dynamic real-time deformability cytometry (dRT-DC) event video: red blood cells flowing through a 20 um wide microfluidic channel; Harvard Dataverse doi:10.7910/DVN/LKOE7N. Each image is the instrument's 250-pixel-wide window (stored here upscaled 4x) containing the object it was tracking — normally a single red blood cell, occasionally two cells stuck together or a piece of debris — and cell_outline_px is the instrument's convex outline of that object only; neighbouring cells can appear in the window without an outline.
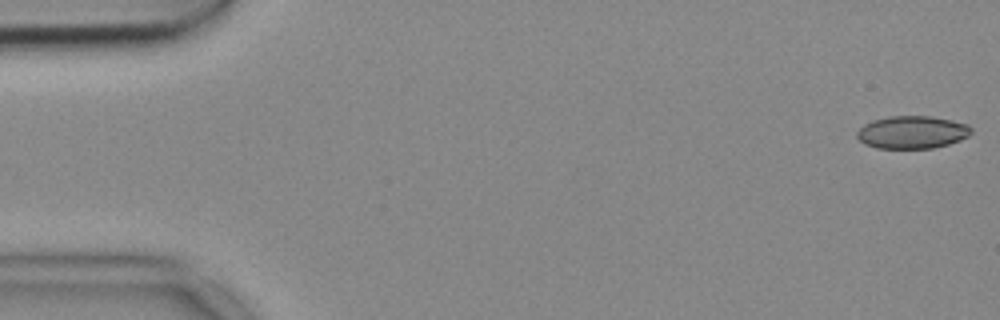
{"species": "common noctule bat (a hibernating species)", "species_latin": "Nyctalus noctula", "temperature_condition": "cold", "stored_images_in_passage": 52, "camera_frame_rate_fps": 3000, "um_per_image_px": 0.085, "animal": {"sex": "female", "body_mass_g": 18.4}, "frame": {"image": 1, "passage_image": 1, "time_ms": 0.0, "image_size_px": [1000, 320], "cell_outline_px": [[972, 132], [968, 136], [960, 140], [948, 144], [932, 148], [876, 148], [864, 144], [856, 136], [856, 132], [864, 124], [872, 120], [892, 116], [928, 116], [952, 120], [968, 124], [972, 128]], "centroid_in_image_um": [77.53, 11.24], "position_along_channel_um": 7.5, "area_um2": 21.79}}
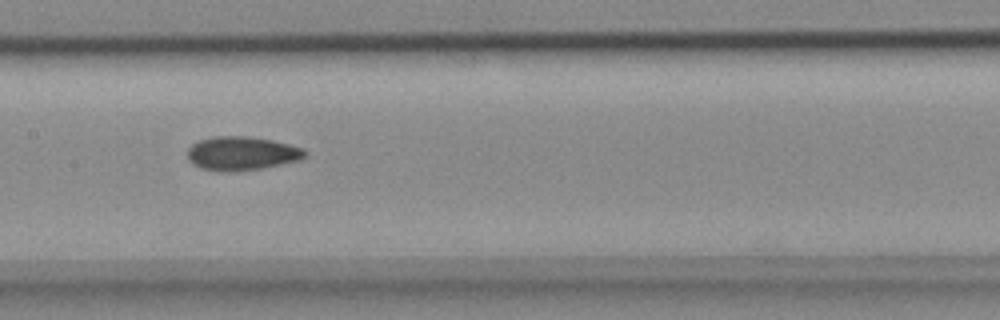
{"frame": {"image": 2, "passage_image": 26, "time_ms": 8.333, "image_size_px": [1000, 320], "cell_outline_px": [[308, 156], [300, 160], [260, 168], [236, 172], [220, 172], [200, 168], [192, 164], [188, 160], [188, 148], [192, 144], [200, 140], [212, 136], [244, 136], [272, 140], [304, 148], [308, 152]], "centroid_in_image_um": [20.54, 13.05], "position_along_channel_um": 186.9, "area_um2": 23.35}}
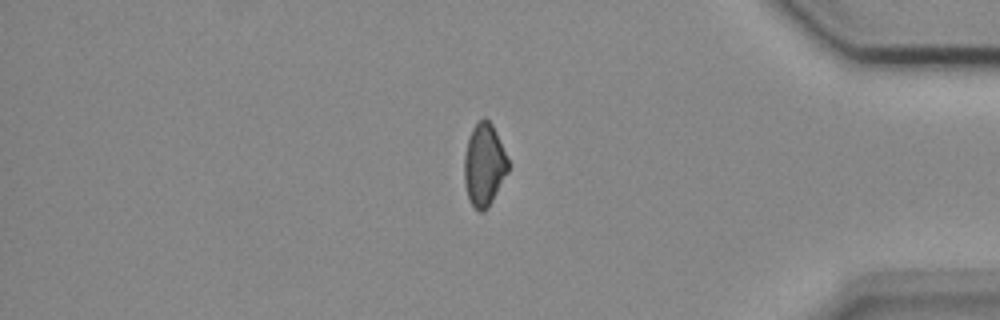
{"frame": {"image": 3, "passage_image": 45, "time_ms": 14.667, "image_size_px": [1000, 320], "cell_outline_px": [[508, 172], [488, 208], [484, 212], [480, 212], [472, 204], [468, 196], [464, 180], [464, 156], [468, 140], [472, 128], [484, 116], [492, 124], [496, 132], [508, 160]], "centroid_in_image_um": [41.15, 14.01], "position_along_channel_um": 394.1, "area_um2": 20.87}, "authors_computed_cell_mechanics": {"area_um2": 22.3975, "velocity_mm_per_s": 3.7379, "shape_relaxation_time_tau1_ms": null, "shape_relaxation_time_tau2_ms": 6.0404, "deformation_change_tau1": null, "deformation_change_tau2": 0.1147}}